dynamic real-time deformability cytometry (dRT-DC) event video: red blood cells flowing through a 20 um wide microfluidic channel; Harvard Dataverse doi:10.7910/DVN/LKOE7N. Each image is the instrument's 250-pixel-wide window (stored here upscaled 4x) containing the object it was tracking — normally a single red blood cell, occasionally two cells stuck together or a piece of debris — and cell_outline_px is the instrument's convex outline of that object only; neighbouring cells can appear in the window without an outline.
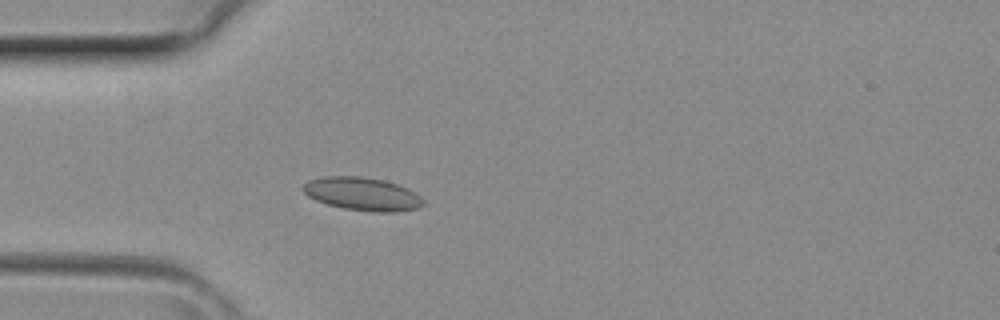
{"species": "common noctule bat (a hibernating species)", "species_latin": "Nyctalus noctula", "temperature_condition": "room temperature", "stored_images_in_passage": 3, "camera_frame_rate_fps": 3000, "um_per_image_px": 0.085, "animal": {"sex": "female", "body_mass_g": 29.2, "forearm_length_mm": 56.3}, "frame": {"image": 1, "passage_image": 3, "time_ms": 0.667, "image_size_px": [1000, 320], "cell_outline_px": [[424, 204], [420, 208], [396, 212], [372, 212], [344, 208], [328, 204], [316, 200], [308, 196], [300, 188], [308, 180], [324, 176], [360, 176], [384, 180], [408, 188], [420, 196], [424, 200]], "centroid_in_image_um": [30.81, 16.48], "position_along_channel_um": 54.2, "area_um2": 23.35}}